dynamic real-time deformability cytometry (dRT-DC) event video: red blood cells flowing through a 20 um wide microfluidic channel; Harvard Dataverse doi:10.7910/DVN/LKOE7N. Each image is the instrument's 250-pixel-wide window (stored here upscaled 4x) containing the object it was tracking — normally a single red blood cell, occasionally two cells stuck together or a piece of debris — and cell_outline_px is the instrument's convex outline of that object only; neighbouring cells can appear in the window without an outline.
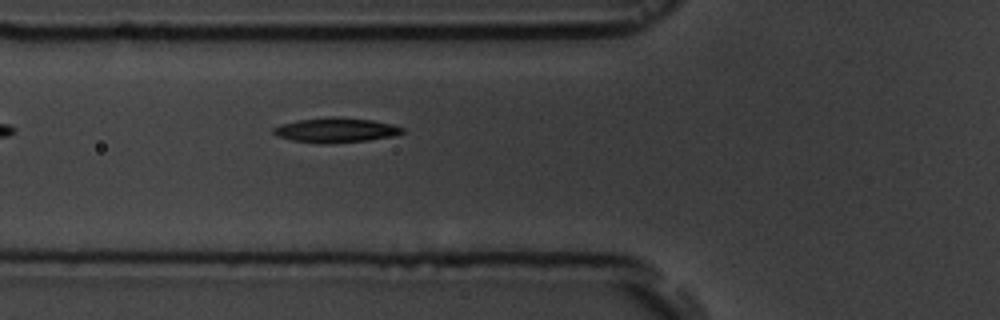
{"species": "common noctule bat (a hibernating species)", "species_latin": "Nyctalus noctula", "temperature_condition": "room temperature", "stored_images_in_passage": 7, "camera_frame_rate_fps": 3000, "um_per_image_px": 0.085, "animal": {"sex": "male", "body_mass_g": 19.5, "forearm_length_mm": 54.6}, "frame": {"image": 1, "passage_image": 7, "time_ms": 6.667, "image_size_px": [1000, 320], "cell_outline_px": [[404, 132], [392, 136], [368, 140], [292, 140], [276, 136], [272, 132], [272, 128], [280, 124], [296, 120], [328, 116], [336, 116], [372, 120], [392, 124], [404, 128]], "centroid_in_image_um": [28.54, 10.99], "position_along_channel_um": 97.3, "area_um2": 17.63}}